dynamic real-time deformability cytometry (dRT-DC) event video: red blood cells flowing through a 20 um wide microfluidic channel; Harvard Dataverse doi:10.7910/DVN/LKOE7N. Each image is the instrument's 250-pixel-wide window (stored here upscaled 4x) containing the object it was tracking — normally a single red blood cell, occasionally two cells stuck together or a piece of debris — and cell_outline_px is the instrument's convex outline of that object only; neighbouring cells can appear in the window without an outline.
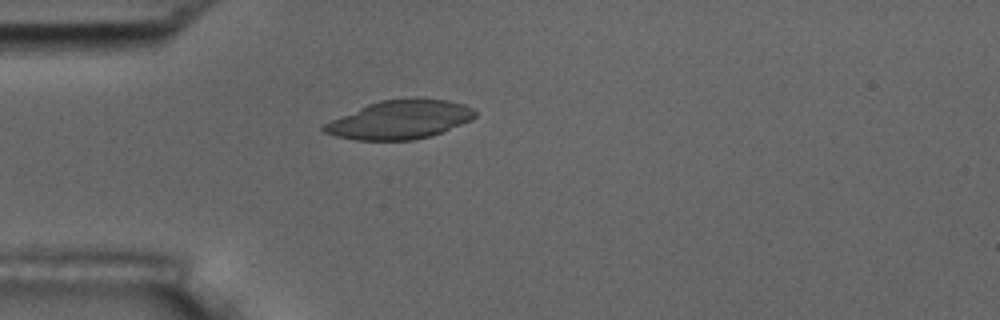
{"species": "common noctule bat (a hibernating species)", "species_latin": "Nyctalus noctula", "temperature_condition": "room temperature", "stored_images_in_passage": 1, "camera_frame_rate_fps": 3000, "um_per_image_px": 0.085, "animal": {"sex": "male", "body_mass_g": 17.5, "forearm_length_mm": 52.3}, "frame": {"image": 1, "passage_image": 1, "time_ms": 0.0, "image_size_px": [1000, 320], "cell_outline_px": [[476, 116], [472, 120], [432, 136], [412, 140], [356, 140], [336, 136], [324, 132], [320, 128], [324, 124], [332, 120], [368, 104], [380, 100], [412, 96], [448, 100], [464, 104], [472, 108], [476, 112]], "centroid_in_image_um": [34.03, 10.15], "position_along_channel_um": 51.0, "area_um2": 34.39}}